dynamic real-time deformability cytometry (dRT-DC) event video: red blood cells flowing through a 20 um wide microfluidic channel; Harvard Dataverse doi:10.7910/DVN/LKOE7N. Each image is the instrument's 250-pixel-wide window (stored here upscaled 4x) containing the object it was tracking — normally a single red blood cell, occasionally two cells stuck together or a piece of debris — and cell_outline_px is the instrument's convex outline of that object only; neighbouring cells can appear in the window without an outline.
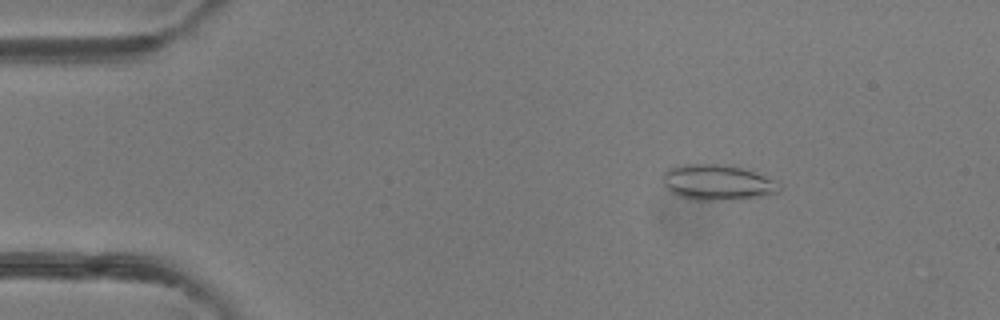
{"species": "common noctule bat (a hibernating species)", "species_latin": "Nyctalus noctula", "temperature_condition": "room temperature", "stored_images_in_passage": 15, "camera_frame_rate_fps": 3000, "um_per_image_px": 0.085, "animal": {"sex": "female"}, "frame": {"image": 1, "passage_image": 7, "time_ms": 2.0, "image_size_px": [1000, 320], "cell_outline_px": [[780, 192], [760, 196], [728, 200], [692, 200], [676, 196], [664, 184], [664, 172], [668, 168], [684, 164], [724, 164], [740, 168], [776, 180], [780, 184]], "centroid_in_image_um": [60.97, 15.51], "position_along_channel_um": 24.0, "area_um2": 23.99}}